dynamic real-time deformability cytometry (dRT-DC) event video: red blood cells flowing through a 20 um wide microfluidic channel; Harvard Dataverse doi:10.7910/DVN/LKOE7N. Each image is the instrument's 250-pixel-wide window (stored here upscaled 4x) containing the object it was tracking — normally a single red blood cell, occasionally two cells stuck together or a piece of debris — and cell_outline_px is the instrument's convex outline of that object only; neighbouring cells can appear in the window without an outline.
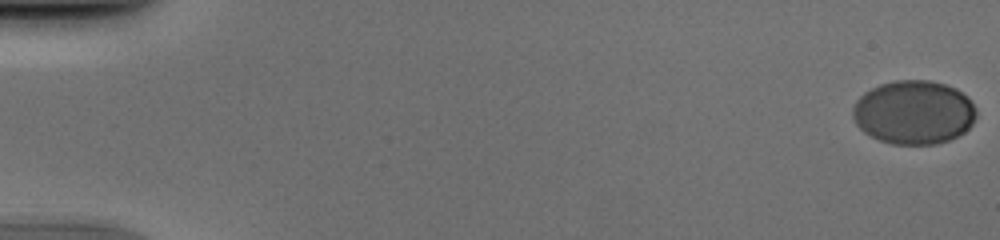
{"species": "human", "species_latin": "Homo sapiens", "temperature_condition": "cold", "stored_images_in_passage": 53, "camera_frame_rate_fps": 3000, "um_per_image_px": 0.085, "donor": {"sex": "male"}, "frame": {"image": 1, "passage_image": 1, "time_ms": 0.0, "image_size_px": [1000, 240], "cell_outline_px": [[976, 116], [972, 124], [964, 132], [948, 140], [936, 144], [892, 144], [880, 140], [864, 132], [856, 124], [852, 116], [852, 108], [856, 100], [864, 92], [880, 84], [896, 80], [928, 80], [944, 84], [956, 88], [968, 96], [976, 108]], "centroid_in_image_um": [77.67, 9.54], "position_along_channel_um": 7.3, "area_um2": 46.07}}
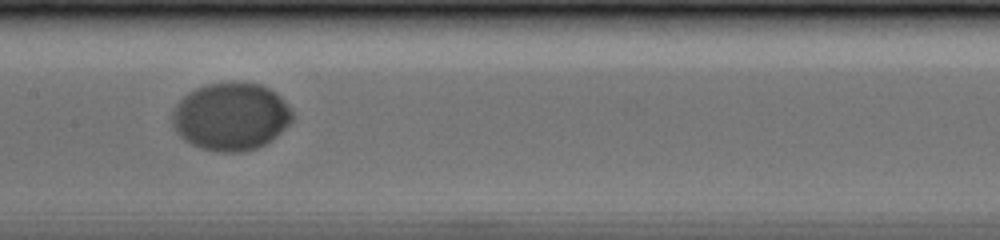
{"frame": {"image": 2, "passage_image": 28, "time_ms": 9.0, "image_size_px": [1000, 240], "cell_outline_px": [[296, 116], [272, 140], [256, 148], [244, 152], [216, 152], [200, 148], [184, 140], [176, 132], [172, 124], [172, 108], [188, 92], [196, 88], [208, 84], [232, 80], [240, 80], [260, 84], [276, 92], [284, 100]], "centroid_in_image_um": [19.62, 9.88], "position_along_channel_um": 187.8, "area_um2": 48.15}}
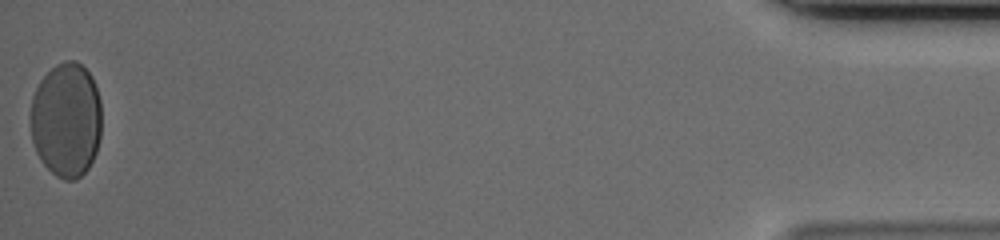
{"frame": {"image": 3, "passage_image": 53, "time_ms": 17.333, "image_size_px": [1000, 240], "cell_outline_px": [[100, 136], [96, 152], [88, 168], [76, 180], [64, 180], [56, 176], [40, 160], [36, 152], [32, 140], [28, 116], [32, 96], [40, 80], [56, 64], [64, 60], [76, 60], [92, 76], [100, 100]], "centroid_in_image_um": [5.6, 10.18], "position_along_channel_um": 429.6, "area_um2": 48.03}}